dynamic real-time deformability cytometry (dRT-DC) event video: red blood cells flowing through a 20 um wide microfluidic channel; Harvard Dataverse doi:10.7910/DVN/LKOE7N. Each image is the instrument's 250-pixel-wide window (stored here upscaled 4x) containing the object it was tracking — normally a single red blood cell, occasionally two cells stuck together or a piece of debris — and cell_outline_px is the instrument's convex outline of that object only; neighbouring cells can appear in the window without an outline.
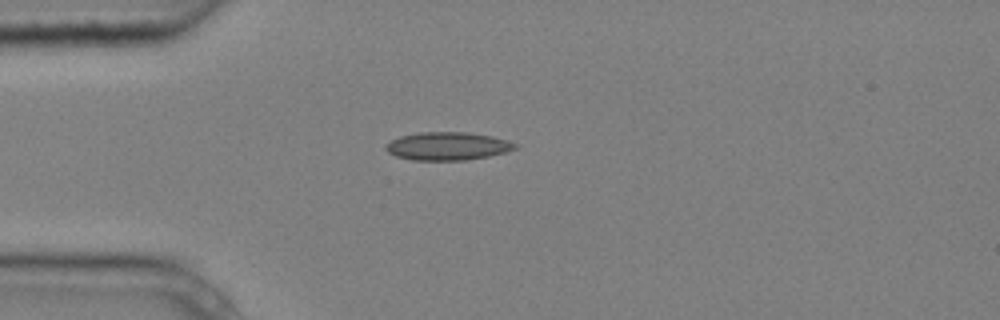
{"species": "common noctule bat (a hibernating species)", "species_latin": "Nyctalus noctula", "temperature_condition": "cold", "stored_images_in_passage": 4, "camera_frame_rate_fps": 3000, "um_per_image_px": 0.085, "animal": {"sex": "male", "body_mass_g": 20.4}, "frame": {"image": 1, "passage_image": 4, "time_ms": 1.0, "image_size_px": [1000, 320], "cell_outline_px": [[520, 148], [488, 156], [468, 160], [412, 160], [396, 156], [388, 152], [384, 148], [392, 140], [400, 136], [416, 132], [468, 132], [492, 136], [508, 140], [516, 144]], "centroid_in_image_um": [38.06, 12.41], "position_along_channel_um": 46.9, "area_um2": 21.21}}